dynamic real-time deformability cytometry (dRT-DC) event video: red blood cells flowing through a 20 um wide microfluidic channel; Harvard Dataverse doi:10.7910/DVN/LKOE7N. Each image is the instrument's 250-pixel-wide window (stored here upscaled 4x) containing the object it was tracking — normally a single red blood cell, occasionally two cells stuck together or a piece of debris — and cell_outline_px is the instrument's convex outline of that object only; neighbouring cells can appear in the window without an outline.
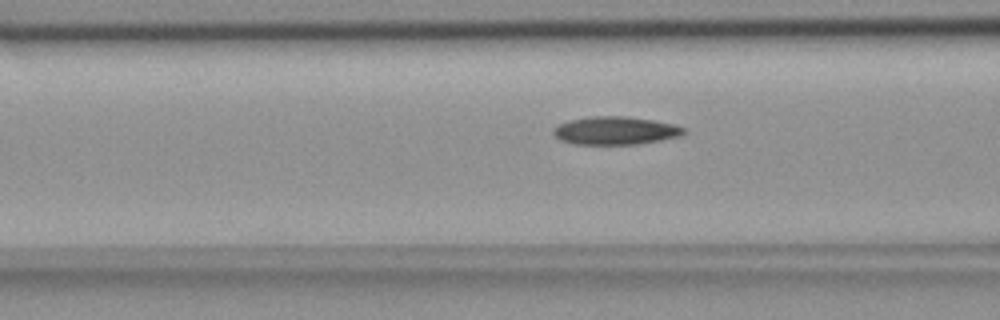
{"species": "common noctule bat (a hibernating species)", "species_latin": "Nyctalus noctula", "temperature_condition": "room temperature", "stored_images_in_passage": 53, "camera_frame_rate_fps": 3000, "um_per_image_px": 0.085, "animal": {"sex": "female", "body_mass_g": 18.4}, "frame": {"image": 1, "passage_image": 22, "time_ms": 7.0, "image_size_px": [1000, 320], "cell_outline_px": [[688, 132], [680, 136], [640, 144], [572, 144], [560, 140], [552, 132], [552, 128], [568, 120], [588, 116], [628, 116], [652, 120], [672, 124], [684, 128]], "centroid_in_image_um": [52.28, 11.1], "position_along_channel_um": 114.3, "area_um2": 21.44}}
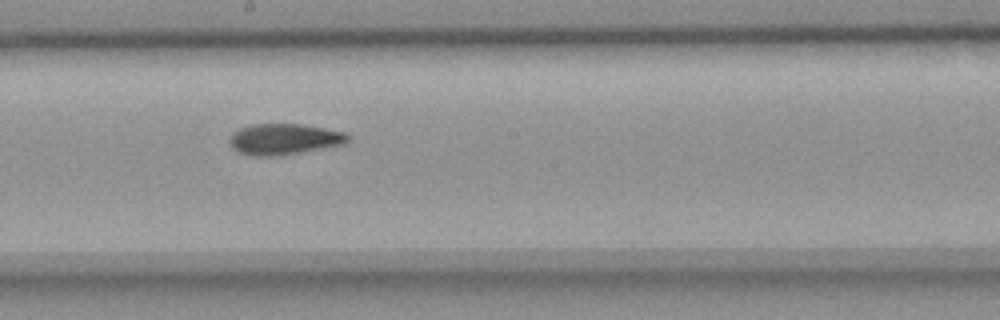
{"frame": {"image": 2, "passage_image": 31, "time_ms": 10.0, "image_size_px": [1000, 320], "cell_outline_px": [[352, 140], [344, 144], [324, 148], [276, 156], [252, 156], [240, 152], [232, 148], [228, 144], [228, 140], [232, 132], [240, 128], [252, 124], [300, 124], [324, 128], [344, 132], [352, 136]], "centroid_in_image_um": [24.15, 11.83], "position_along_channel_um": 224.0, "area_um2": 21.56}}
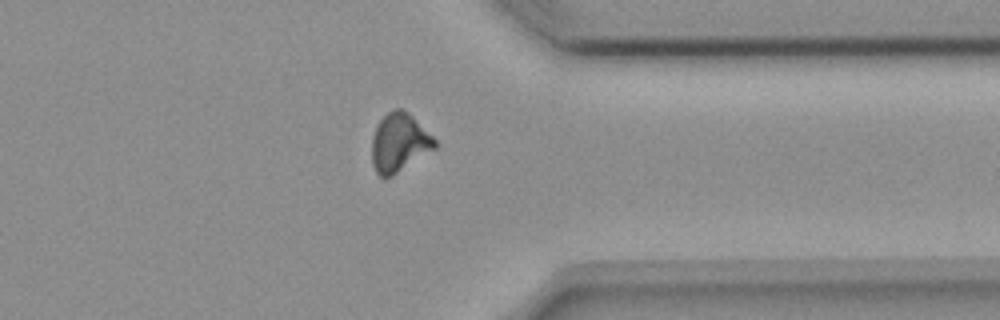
{"frame": {"image": 3, "passage_image": 44, "time_ms": 14.333, "image_size_px": [1000, 320], "cell_outline_px": [[436, 148], [392, 176], [380, 176], [376, 172], [372, 164], [372, 136], [376, 124], [388, 112], [396, 108], [400, 108], [408, 112], [436, 140]], "centroid_in_image_um": [33.91, 12.12], "position_along_channel_um": 377.5, "area_um2": 21.33}}